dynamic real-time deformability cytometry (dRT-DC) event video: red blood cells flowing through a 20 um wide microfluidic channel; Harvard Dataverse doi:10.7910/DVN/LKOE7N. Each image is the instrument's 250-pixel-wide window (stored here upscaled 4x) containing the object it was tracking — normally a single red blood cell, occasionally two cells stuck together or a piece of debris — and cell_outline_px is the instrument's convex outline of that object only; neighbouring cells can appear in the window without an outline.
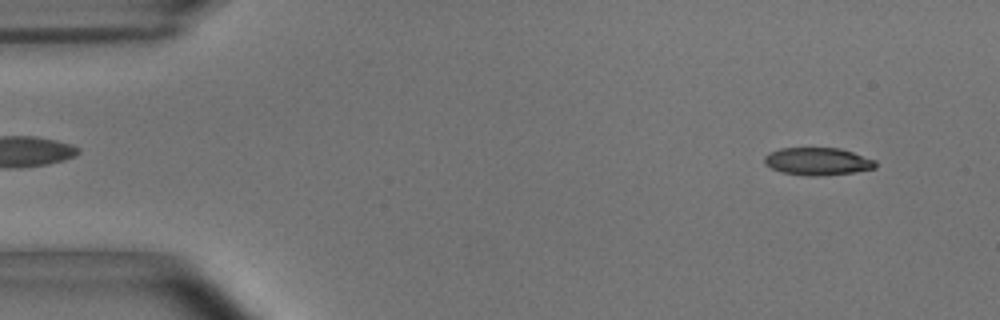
{"species": "common noctule bat (a hibernating species)", "species_latin": "Nyctalus noctula", "temperature_condition": "room temperature", "stored_images_in_passage": 53, "camera_frame_rate_fps": 3000, "um_per_image_px": 0.085, "animal": {"sex": "male", "body_mass_g": 15.6}, "frame": {"image": 1, "passage_image": 4, "time_ms": 1.0, "image_size_px": [1000, 320], "cell_outline_px": [[876, 168], [852, 172], [812, 176], [780, 172], [764, 164], [764, 156], [768, 152], [780, 148], [840, 148], [876, 160]], "centroid_in_image_um": [69.46, 13.7], "position_along_channel_um": 15.5, "area_um2": 17.74}}
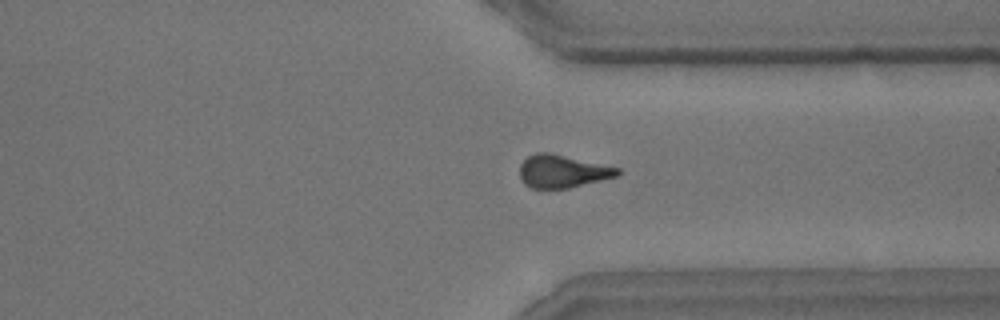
{"frame": {"image": 2, "passage_image": 40, "time_ms": 13.0, "image_size_px": [1000, 320], "cell_outline_px": [[620, 176], [568, 188], [532, 188], [524, 184], [520, 176], [520, 164], [528, 156], [536, 152], [548, 152], [620, 168]], "centroid_in_image_um": [47.81, 14.56], "position_along_channel_um": 363.6, "area_um2": 18.67}}
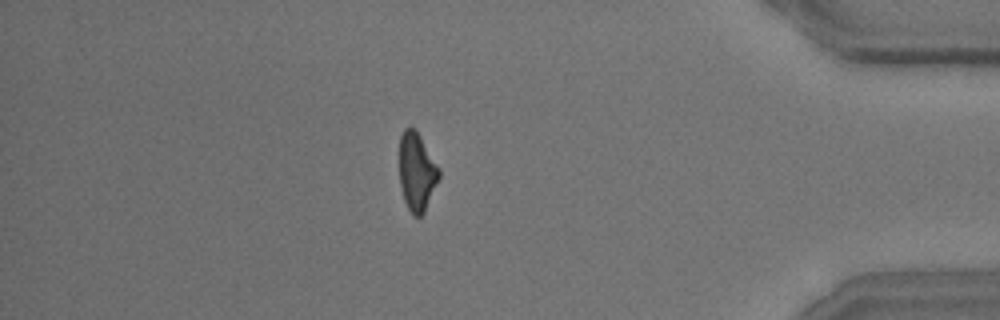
{"frame": {"image": 3, "passage_image": 46, "time_ms": 15.0, "image_size_px": [1000, 320], "cell_outline_px": [[440, 176], [424, 212], [420, 216], [416, 216], [408, 208], [404, 200], [400, 188], [400, 136], [404, 128], [408, 124], [416, 128], [440, 168]], "centroid_in_image_um": [35.43, 14.53], "position_along_channel_um": 399.8, "area_um2": 18.21}}